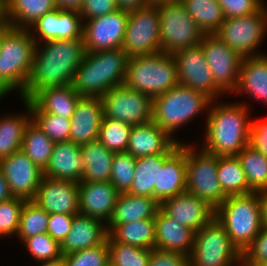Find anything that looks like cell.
Listing matches in <instances>:
<instances>
[{
  "instance_id": "6da1fadb",
  "label": "cell",
  "mask_w": 267,
  "mask_h": 266,
  "mask_svg": "<svg viewBox=\"0 0 267 266\" xmlns=\"http://www.w3.org/2000/svg\"><path fill=\"white\" fill-rule=\"evenodd\" d=\"M44 43V48L36 44L33 67L25 92L21 95L22 100H31L45 88L71 85L86 53L84 40H51Z\"/></svg>"
},
{
  "instance_id": "7a4b0ae2",
  "label": "cell",
  "mask_w": 267,
  "mask_h": 266,
  "mask_svg": "<svg viewBox=\"0 0 267 266\" xmlns=\"http://www.w3.org/2000/svg\"><path fill=\"white\" fill-rule=\"evenodd\" d=\"M129 58L122 48L86 52L71 85L81 97H101L124 84Z\"/></svg>"
},
{
  "instance_id": "3957f363",
  "label": "cell",
  "mask_w": 267,
  "mask_h": 266,
  "mask_svg": "<svg viewBox=\"0 0 267 266\" xmlns=\"http://www.w3.org/2000/svg\"><path fill=\"white\" fill-rule=\"evenodd\" d=\"M248 108L244 104H218L209 109L205 151L217 156H236L249 144Z\"/></svg>"
},
{
  "instance_id": "277c9868",
  "label": "cell",
  "mask_w": 267,
  "mask_h": 266,
  "mask_svg": "<svg viewBox=\"0 0 267 266\" xmlns=\"http://www.w3.org/2000/svg\"><path fill=\"white\" fill-rule=\"evenodd\" d=\"M36 42L29 29L7 26L0 36V98L15 88L25 92Z\"/></svg>"
},
{
  "instance_id": "5b68a950",
  "label": "cell",
  "mask_w": 267,
  "mask_h": 266,
  "mask_svg": "<svg viewBox=\"0 0 267 266\" xmlns=\"http://www.w3.org/2000/svg\"><path fill=\"white\" fill-rule=\"evenodd\" d=\"M214 218L223 226L242 253L261 231L259 192L228 196L215 209Z\"/></svg>"
},
{
  "instance_id": "8992f818",
  "label": "cell",
  "mask_w": 267,
  "mask_h": 266,
  "mask_svg": "<svg viewBox=\"0 0 267 266\" xmlns=\"http://www.w3.org/2000/svg\"><path fill=\"white\" fill-rule=\"evenodd\" d=\"M179 84L176 62L172 54L159 52L129 58L124 85L152 98Z\"/></svg>"
},
{
  "instance_id": "52a82bcc",
  "label": "cell",
  "mask_w": 267,
  "mask_h": 266,
  "mask_svg": "<svg viewBox=\"0 0 267 266\" xmlns=\"http://www.w3.org/2000/svg\"><path fill=\"white\" fill-rule=\"evenodd\" d=\"M211 100L202 92L178 84L153 98L152 121L171 136L181 125L209 108Z\"/></svg>"
},
{
  "instance_id": "ba28073f",
  "label": "cell",
  "mask_w": 267,
  "mask_h": 266,
  "mask_svg": "<svg viewBox=\"0 0 267 266\" xmlns=\"http://www.w3.org/2000/svg\"><path fill=\"white\" fill-rule=\"evenodd\" d=\"M156 4L160 17L161 52L173 54L201 42L204 33L179 0L159 1Z\"/></svg>"
},
{
  "instance_id": "9c48e42d",
  "label": "cell",
  "mask_w": 267,
  "mask_h": 266,
  "mask_svg": "<svg viewBox=\"0 0 267 266\" xmlns=\"http://www.w3.org/2000/svg\"><path fill=\"white\" fill-rule=\"evenodd\" d=\"M242 262V253L223 226L213 218L195 232L189 266H232Z\"/></svg>"
},
{
  "instance_id": "30bf717a",
  "label": "cell",
  "mask_w": 267,
  "mask_h": 266,
  "mask_svg": "<svg viewBox=\"0 0 267 266\" xmlns=\"http://www.w3.org/2000/svg\"><path fill=\"white\" fill-rule=\"evenodd\" d=\"M196 154L186 145V191L216 209L228 197L218 180V156L204 149Z\"/></svg>"
},
{
  "instance_id": "8fae6325",
  "label": "cell",
  "mask_w": 267,
  "mask_h": 266,
  "mask_svg": "<svg viewBox=\"0 0 267 266\" xmlns=\"http://www.w3.org/2000/svg\"><path fill=\"white\" fill-rule=\"evenodd\" d=\"M121 48L129 57L161 52L160 17L156 3L129 11Z\"/></svg>"
},
{
  "instance_id": "7c38bea8",
  "label": "cell",
  "mask_w": 267,
  "mask_h": 266,
  "mask_svg": "<svg viewBox=\"0 0 267 266\" xmlns=\"http://www.w3.org/2000/svg\"><path fill=\"white\" fill-rule=\"evenodd\" d=\"M266 30L267 8L263 6L253 14L225 18L215 34L244 58L259 55H254L253 51L263 40Z\"/></svg>"
},
{
  "instance_id": "4fadbf2b",
  "label": "cell",
  "mask_w": 267,
  "mask_h": 266,
  "mask_svg": "<svg viewBox=\"0 0 267 266\" xmlns=\"http://www.w3.org/2000/svg\"><path fill=\"white\" fill-rule=\"evenodd\" d=\"M104 118L122 121L131 126L152 121L153 98L134 91L124 84L112 88L101 97Z\"/></svg>"
},
{
  "instance_id": "5bb4252c",
  "label": "cell",
  "mask_w": 267,
  "mask_h": 266,
  "mask_svg": "<svg viewBox=\"0 0 267 266\" xmlns=\"http://www.w3.org/2000/svg\"><path fill=\"white\" fill-rule=\"evenodd\" d=\"M200 43L215 84L223 92H234L239 82L243 57L215 33L204 34Z\"/></svg>"
},
{
  "instance_id": "9a60e30c",
  "label": "cell",
  "mask_w": 267,
  "mask_h": 266,
  "mask_svg": "<svg viewBox=\"0 0 267 266\" xmlns=\"http://www.w3.org/2000/svg\"><path fill=\"white\" fill-rule=\"evenodd\" d=\"M172 55L176 62L179 84L202 92L212 100L219 93H224L214 82L201 43L178 50Z\"/></svg>"
},
{
  "instance_id": "2e32d148",
  "label": "cell",
  "mask_w": 267,
  "mask_h": 266,
  "mask_svg": "<svg viewBox=\"0 0 267 266\" xmlns=\"http://www.w3.org/2000/svg\"><path fill=\"white\" fill-rule=\"evenodd\" d=\"M0 170L13 197L25 201L34 200L44 177L43 170L33 163L22 150L1 159Z\"/></svg>"
},
{
  "instance_id": "e0dca14e",
  "label": "cell",
  "mask_w": 267,
  "mask_h": 266,
  "mask_svg": "<svg viewBox=\"0 0 267 266\" xmlns=\"http://www.w3.org/2000/svg\"><path fill=\"white\" fill-rule=\"evenodd\" d=\"M129 11L118 9L104 16L86 20L83 40L86 52L122 47Z\"/></svg>"
},
{
  "instance_id": "ac0fdd59",
  "label": "cell",
  "mask_w": 267,
  "mask_h": 266,
  "mask_svg": "<svg viewBox=\"0 0 267 266\" xmlns=\"http://www.w3.org/2000/svg\"><path fill=\"white\" fill-rule=\"evenodd\" d=\"M33 202L48 214H78V183L43 177Z\"/></svg>"
},
{
  "instance_id": "d6986e66",
  "label": "cell",
  "mask_w": 267,
  "mask_h": 266,
  "mask_svg": "<svg viewBox=\"0 0 267 266\" xmlns=\"http://www.w3.org/2000/svg\"><path fill=\"white\" fill-rule=\"evenodd\" d=\"M160 209L194 232L210 222L215 214V209L205 200L187 191L163 200L160 203Z\"/></svg>"
},
{
  "instance_id": "ffe728a7",
  "label": "cell",
  "mask_w": 267,
  "mask_h": 266,
  "mask_svg": "<svg viewBox=\"0 0 267 266\" xmlns=\"http://www.w3.org/2000/svg\"><path fill=\"white\" fill-rule=\"evenodd\" d=\"M83 18L77 10H66L56 8L39 18L32 26L39 33L33 39L36 44L40 39L44 42L51 40H83L84 24ZM39 39V40H38Z\"/></svg>"
},
{
  "instance_id": "44dd1931",
  "label": "cell",
  "mask_w": 267,
  "mask_h": 266,
  "mask_svg": "<svg viewBox=\"0 0 267 266\" xmlns=\"http://www.w3.org/2000/svg\"><path fill=\"white\" fill-rule=\"evenodd\" d=\"M119 194L110 182H79V213L108 223Z\"/></svg>"
},
{
  "instance_id": "7402d4cb",
  "label": "cell",
  "mask_w": 267,
  "mask_h": 266,
  "mask_svg": "<svg viewBox=\"0 0 267 266\" xmlns=\"http://www.w3.org/2000/svg\"><path fill=\"white\" fill-rule=\"evenodd\" d=\"M186 191V145L177 142L164 153V164L159 166L158 202Z\"/></svg>"
},
{
  "instance_id": "603a6c76",
  "label": "cell",
  "mask_w": 267,
  "mask_h": 266,
  "mask_svg": "<svg viewBox=\"0 0 267 266\" xmlns=\"http://www.w3.org/2000/svg\"><path fill=\"white\" fill-rule=\"evenodd\" d=\"M103 118L100 97H81L70 119V141L83 145L97 140Z\"/></svg>"
},
{
  "instance_id": "cb8c5ba5",
  "label": "cell",
  "mask_w": 267,
  "mask_h": 266,
  "mask_svg": "<svg viewBox=\"0 0 267 266\" xmlns=\"http://www.w3.org/2000/svg\"><path fill=\"white\" fill-rule=\"evenodd\" d=\"M104 222L84 214H75L71 230L60 244L61 253H70L89 249L103 244L108 237V230Z\"/></svg>"
},
{
  "instance_id": "d4e9b609",
  "label": "cell",
  "mask_w": 267,
  "mask_h": 266,
  "mask_svg": "<svg viewBox=\"0 0 267 266\" xmlns=\"http://www.w3.org/2000/svg\"><path fill=\"white\" fill-rule=\"evenodd\" d=\"M178 141L153 121L132 126L126 153L135 158L167 153Z\"/></svg>"
},
{
  "instance_id": "484cf974",
  "label": "cell",
  "mask_w": 267,
  "mask_h": 266,
  "mask_svg": "<svg viewBox=\"0 0 267 266\" xmlns=\"http://www.w3.org/2000/svg\"><path fill=\"white\" fill-rule=\"evenodd\" d=\"M83 168L80 145L74 144L72 141L58 142L54 145L43 175L47 178L79 183L83 176Z\"/></svg>"
},
{
  "instance_id": "4316f807",
  "label": "cell",
  "mask_w": 267,
  "mask_h": 266,
  "mask_svg": "<svg viewBox=\"0 0 267 266\" xmlns=\"http://www.w3.org/2000/svg\"><path fill=\"white\" fill-rule=\"evenodd\" d=\"M154 220L155 248L179 252L189 257L193 249L195 232L167 216L161 209Z\"/></svg>"
},
{
  "instance_id": "83f0119b",
  "label": "cell",
  "mask_w": 267,
  "mask_h": 266,
  "mask_svg": "<svg viewBox=\"0 0 267 266\" xmlns=\"http://www.w3.org/2000/svg\"><path fill=\"white\" fill-rule=\"evenodd\" d=\"M160 203L153 197L120 193L108 224H126L155 218Z\"/></svg>"
},
{
  "instance_id": "f1b7e54d",
  "label": "cell",
  "mask_w": 267,
  "mask_h": 266,
  "mask_svg": "<svg viewBox=\"0 0 267 266\" xmlns=\"http://www.w3.org/2000/svg\"><path fill=\"white\" fill-rule=\"evenodd\" d=\"M4 22L14 28L29 29L46 13L56 9L54 0H3ZM29 27V28H28Z\"/></svg>"
},
{
  "instance_id": "f546056e",
  "label": "cell",
  "mask_w": 267,
  "mask_h": 266,
  "mask_svg": "<svg viewBox=\"0 0 267 266\" xmlns=\"http://www.w3.org/2000/svg\"><path fill=\"white\" fill-rule=\"evenodd\" d=\"M80 152L84 163L80 182H110L114 152L98 139L80 145Z\"/></svg>"
},
{
  "instance_id": "4dcf8cb0",
  "label": "cell",
  "mask_w": 267,
  "mask_h": 266,
  "mask_svg": "<svg viewBox=\"0 0 267 266\" xmlns=\"http://www.w3.org/2000/svg\"><path fill=\"white\" fill-rule=\"evenodd\" d=\"M81 96L72 85L40 90L30 101L44 113L71 119Z\"/></svg>"
},
{
  "instance_id": "1f68e13d",
  "label": "cell",
  "mask_w": 267,
  "mask_h": 266,
  "mask_svg": "<svg viewBox=\"0 0 267 266\" xmlns=\"http://www.w3.org/2000/svg\"><path fill=\"white\" fill-rule=\"evenodd\" d=\"M236 92H246L267 103V56L244 57Z\"/></svg>"
},
{
  "instance_id": "d6a6232c",
  "label": "cell",
  "mask_w": 267,
  "mask_h": 266,
  "mask_svg": "<svg viewBox=\"0 0 267 266\" xmlns=\"http://www.w3.org/2000/svg\"><path fill=\"white\" fill-rule=\"evenodd\" d=\"M108 235L115 241L145 249L155 248V220L144 219L126 224H108Z\"/></svg>"
},
{
  "instance_id": "836d02e7",
  "label": "cell",
  "mask_w": 267,
  "mask_h": 266,
  "mask_svg": "<svg viewBox=\"0 0 267 266\" xmlns=\"http://www.w3.org/2000/svg\"><path fill=\"white\" fill-rule=\"evenodd\" d=\"M164 164V154L136 158L135 174L127 193L153 197L158 201L159 166Z\"/></svg>"
},
{
  "instance_id": "e575fe53",
  "label": "cell",
  "mask_w": 267,
  "mask_h": 266,
  "mask_svg": "<svg viewBox=\"0 0 267 266\" xmlns=\"http://www.w3.org/2000/svg\"><path fill=\"white\" fill-rule=\"evenodd\" d=\"M204 34L216 33L224 22L217 0H179Z\"/></svg>"
},
{
  "instance_id": "d590c367",
  "label": "cell",
  "mask_w": 267,
  "mask_h": 266,
  "mask_svg": "<svg viewBox=\"0 0 267 266\" xmlns=\"http://www.w3.org/2000/svg\"><path fill=\"white\" fill-rule=\"evenodd\" d=\"M218 180L227 196L252 193L237 156H218Z\"/></svg>"
},
{
  "instance_id": "8d00e7d4",
  "label": "cell",
  "mask_w": 267,
  "mask_h": 266,
  "mask_svg": "<svg viewBox=\"0 0 267 266\" xmlns=\"http://www.w3.org/2000/svg\"><path fill=\"white\" fill-rule=\"evenodd\" d=\"M55 143L32 121L27 125L21 150L42 170L50 161Z\"/></svg>"
},
{
  "instance_id": "74e56055",
  "label": "cell",
  "mask_w": 267,
  "mask_h": 266,
  "mask_svg": "<svg viewBox=\"0 0 267 266\" xmlns=\"http://www.w3.org/2000/svg\"><path fill=\"white\" fill-rule=\"evenodd\" d=\"M253 192L267 191V158L249 144L237 155Z\"/></svg>"
},
{
  "instance_id": "f35d334b",
  "label": "cell",
  "mask_w": 267,
  "mask_h": 266,
  "mask_svg": "<svg viewBox=\"0 0 267 266\" xmlns=\"http://www.w3.org/2000/svg\"><path fill=\"white\" fill-rule=\"evenodd\" d=\"M27 116L12 115L0 118V160L21 150L25 129L31 121V113Z\"/></svg>"
},
{
  "instance_id": "ab89813d",
  "label": "cell",
  "mask_w": 267,
  "mask_h": 266,
  "mask_svg": "<svg viewBox=\"0 0 267 266\" xmlns=\"http://www.w3.org/2000/svg\"><path fill=\"white\" fill-rule=\"evenodd\" d=\"M31 121L54 143L70 141L71 120L58 115L41 112L30 100H24Z\"/></svg>"
},
{
  "instance_id": "60d3db41",
  "label": "cell",
  "mask_w": 267,
  "mask_h": 266,
  "mask_svg": "<svg viewBox=\"0 0 267 266\" xmlns=\"http://www.w3.org/2000/svg\"><path fill=\"white\" fill-rule=\"evenodd\" d=\"M109 266H148L150 249L115 242L107 237Z\"/></svg>"
},
{
  "instance_id": "b9f144b4",
  "label": "cell",
  "mask_w": 267,
  "mask_h": 266,
  "mask_svg": "<svg viewBox=\"0 0 267 266\" xmlns=\"http://www.w3.org/2000/svg\"><path fill=\"white\" fill-rule=\"evenodd\" d=\"M49 214L33 201H26L22 208L17 234L20 240L47 233Z\"/></svg>"
},
{
  "instance_id": "7bdbcfd3",
  "label": "cell",
  "mask_w": 267,
  "mask_h": 266,
  "mask_svg": "<svg viewBox=\"0 0 267 266\" xmlns=\"http://www.w3.org/2000/svg\"><path fill=\"white\" fill-rule=\"evenodd\" d=\"M132 126L122 121L103 118L98 140L111 152H126Z\"/></svg>"
},
{
  "instance_id": "ee69618b",
  "label": "cell",
  "mask_w": 267,
  "mask_h": 266,
  "mask_svg": "<svg viewBox=\"0 0 267 266\" xmlns=\"http://www.w3.org/2000/svg\"><path fill=\"white\" fill-rule=\"evenodd\" d=\"M136 158L126 152L114 153L110 183L119 193L129 191L135 174Z\"/></svg>"
},
{
  "instance_id": "f6af8a7d",
  "label": "cell",
  "mask_w": 267,
  "mask_h": 266,
  "mask_svg": "<svg viewBox=\"0 0 267 266\" xmlns=\"http://www.w3.org/2000/svg\"><path fill=\"white\" fill-rule=\"evenodd\" d=\"M24 245L38 261H53L63 257L60 244L48 233H41L23 240Z\"/></svg>"
},
{
  "instance_id": "bcb514c9",
  "label": "cell",
  "mask_w": 267,
  "mask_h": 266,
  "mask_svg": "<svg viewBox=\"0 0 267 266\" xmlns=\"http://www.w3.org/2000/svg\"><path fill=\"white\" fill-rule=\"evenodd\" d=\"M65 266H109L107 240L96 247L63 256Z\"/></svg>"
},
{
  "instance_id": "7dc6e473",
  "label": "cell",
  "mask_w": 267,
  "mask_h": 266,
  "mask_svg": "<svg viewBox=\"0 0 267 266\" xmlns=\"http://www.w3.org/2000/svg\"><path fill=\"white\" fill-rule=\"evenodd\" d=\"M25 202L16 197L0 202V236L17 234L20 214Z\"/></svg>"
},
{
  "instance_id": "c3c4849f",
  "label": "cell",
  "mask_w": 267,
  "mask_h": 266,
  "mask_svg": "<svg viewBox=\"0 0 267 266\" xmlns=\"http://www.w3.org/2000/svg\"><path fill=\"white\" fill-rule=\"evenodd\" d=\"M267 262V228L259 234L242 252L241 266H257Z\"/></svg>"
},
{
  "instance_id": "681fc988",
  "label": "cell",
  "mask_w": 267,
  "mask_h": 266,
  "mask_svg": "<svg viewBox=\"0 0 267 266\" xmlns=\"http://www.w3.org/2000/svg\"><path fill=\"white\" fill-rule=\"evenodd\" d=\"M224 18L240 17L258 12L264 4L262 0H217Z\"/></svg>"
},
{
  "instance_id": "f907efd6",
  "label": "cell",
  "mask_w": 267,
  "mask_h": 266,
  "mask_svg": "<svg viewBox=\"0 0 267 266\" xmlns=\"http://www.w3.org/2000/svg\"><path fill=\"white\" fill-rule=\"evenodd\" d=\"M118 10L116 0H83L82 6L79 9V14L85 20H91L96 17Z\"/></svg>"
},
{
  "instance_id": "816d5d0a",
  "label": "cell",
  "mask_w": 267,
  "mask_h": 266,
  "mask_svg": "<svg viewBox=\"0 0 267 266\" xmlns=\"http://www.w3.org/2000/svg\"><path fill=\"white\" fill-rule=\"evenodd\" d=\"M148 266H189V257L179 252L154 248L150 250Z\"/></svg>"
},
{
  "instance_id": "f5cc1de1",
  "label": "cell",
  "mask_w": 267,
  "mask_h": 266,
  "mask_svg": "<svg viewBox=\"0 0 267 266\" xmlns=\"http://www.w3.org/2000/svg\"><path fill=\"white\" fill-rule=\"evenodd\" d=\"M74 215L49 214L47 233L59 244L71 230Z\"/></svg>"
},
{
  "instance_id": "db71d44e",
  "label": "cell",
  "mask_w": 267,
  "mask_h": 266,
  "mask_svg": "<svg viewBox=\"0 0 267 266\" xmlns=\"http://www.w3.org/2000/svg\"><path fill=\"white\" fill-rule=\"evenodd\" d=\"M249 145L267 158V120L251 122Z\"/></svg>"
},
{
  "instance_id": "11a10c76",
  "label": "cell",
  "mask_w": 267,
  "mask_h": 266,
  "mask_svg": "<svg viewBox=\"0 0 267 266\" xmlns=\"http://www.w3.org/2000/svg\"><path fill=\"white\" fill-rule=\"evenodd\" d=\"M118 9L133 11L150 5L149 0H116Z\"/></svg>"
},
{
  "instance_id": "9f6ffc18",
  "label": "cell",
  "mask_w": 267,
  "mask_h": 266,
  "mask_svg": "<svg viewBox=\"0 0 267 266\" xmlns=\"http://www.w3.org/2000/svg\"><path fill=\"white\" fill-rule=\"evenodd\" d=\"M260 221L262 228H267V191L259 192Z\"/></svg>"
},
{
  "instance_id": "6f0895ef",
  "label": "cell",
  "mask_w": 267,
  "mask_h": 266,
  "mask_svg": "<svg viewBox=\"0 0 267 266\" xmlns=\"http://www.w3.org/2000/svg\"><path fill=\"white\" fill-rule=\"evenodd\" d=\"M56 8L66 10H77L82 6L83 0H54Z\"/></svg>"
},
{
  "instance_id": "680465c9",
  "label": "cell",
  "mask_w": 267,
  "mask_h": 266,
  "mask_svg": "<svg viewBox=\"0 0 267 266\" xmlns=\"http://www.w3.org/2000/svg\"><path fill=\"white\" fill-rule=\"evenodd\" d=\"M12 197L8 183L0 170V202L6 201Z\"/></svg>"
},
{
  "instance_id": "91938a15",
  "label": "cell",
  "mask_w": 267,
  "mask_h": 266,
  "mask_svg": "<svg viewBox=\"0 0 267 266\" xmlns=\"http://www.w3.org/2000/svg\"><path fill=\"white\" fill-rule=\"evenodd\" d=\"M43 263L44 264H42L41 266H65V261L63 257L53 261H43Z\"/></svg>"
},
{
  "instance_id": "94428289",
  "label": "cell",
  "mask_w": 267,
  "mask_h": 266,
  "mask_svg": "<svg viewBox=\"0 0 267 266\" xmlns=\"http://www.w3.org/2000/svg\"><path fill=\"white\" fill-rule=\"evenodd\" d=\"M4 22V1L0 0V24Z\"/></svg>"
},
{
  "instance_id": "6125c7cd",
  "label": "cell",
  "mask_w": 267,
  "mask_h": 266,
  "mask_svg": "<svg viewBox=\"0 0 267 266\" xmlns=\"http://www.w3.org/2000/svg\"><path fill=\"white\" fill-rule=\"evenodd\" d=\"M7 26H8V25H7L5 22H3V23L0 24V36H1L2 31H3Z\"/></svg>"
},
{
  "instance_id": "be15d7a7",
  "label": "cell",
  "mask_w": 267,
  "mask_h": 266,
  "mask_svg": "<svg viewBox=\"0 0 267 266\" xmlns=\"http://www.w3.org/2000/svg\"><path fill=\"white\" fill-rule=\"evenodd\" d=\"M159 1H167V0H149V2L153 3V4H155V3L159 2Z\"/></svg>"
},
{
  "instance_id": "e7e4bbea",
  "label": "cell",
  "mask_w": 267,
  "mask_h": 266,
  "mask_svg": "<svg viewBox=\"0 0 267 266\" xmlns=\"http://www.w3.org/2000/svg\"><path fill=\"white\" fill-rule=\"evenodd\" d=\"M257 266H267V262L266 263H262V264L257 265Z\"/></svg>"
}]
</instances>
